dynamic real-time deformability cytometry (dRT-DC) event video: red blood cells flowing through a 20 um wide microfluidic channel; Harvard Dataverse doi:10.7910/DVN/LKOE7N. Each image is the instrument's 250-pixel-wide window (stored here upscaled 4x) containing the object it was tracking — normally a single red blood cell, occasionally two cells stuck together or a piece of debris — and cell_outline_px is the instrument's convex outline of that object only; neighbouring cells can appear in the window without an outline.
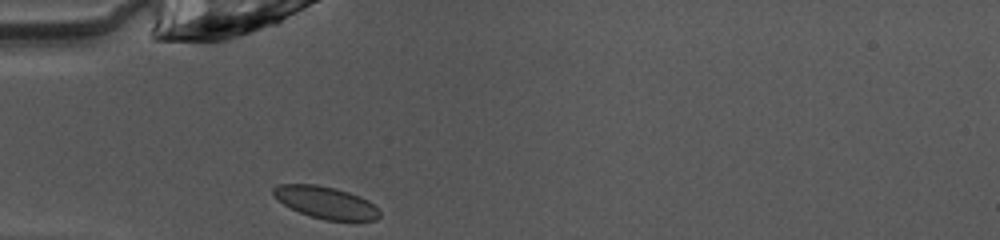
{"species": "common noctule bat (a hibernating species)", "species_latin": "Nyctalus noctula", "temperature_condition": "warm", "stored_images_in_passage": 35, "camera_frame_rate_fps": 3000, "um_per_image_px": 0.085, "animal": {"sex": "female", "body_mass_g": 10.0, "forearm_length_mm": 53.1}, "frame": {"image": 1, "passage_image": 1, "time_ms": 0.0, "image_size_px": [1000, 240], "cell_outline_px": [[380, 216], [376, 220], [324, 220], [300, 212], [284, 204], [272, 192], [272, 188], [280, 184], [316, 184], [336, 188], [360, 196], [368, 200], [380, 208]], "centroid_in_image_um": [27.74, 17.2], "position_along_channel_um": 57.3, "area_um2": 19.71}}
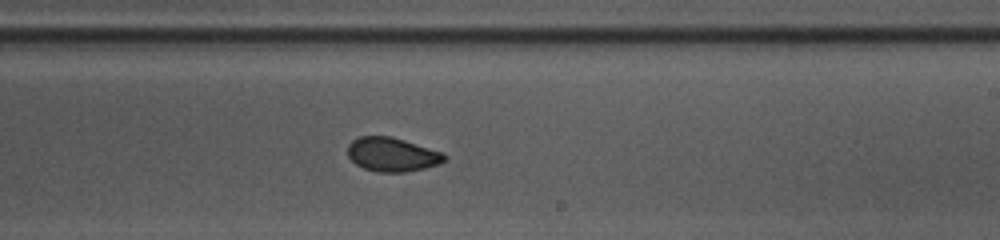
{"frame": {"image": 2, "passage_image": 16, "time_ms": 5.0, "image_size_px": [1000, 240], "cell_outline_px": [[448, 156], [440, 164], [424, 168], [404, 172], [380, 172], [364, 168], [356, 164], [348, 156], [348, 144], [352, 140], [360, 136], [392, 136], [444, 152]], "centroid_in_image_um": [33.35, 13.12], "position_along_channel_um": 255.6, "area_um2": 19.25}}
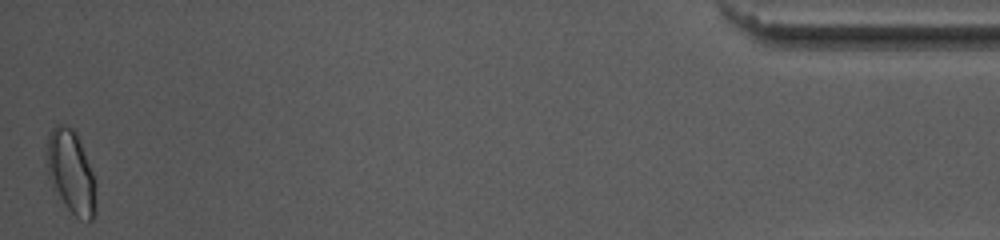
{"frame": {"image": 3, "passage_image": 35, "time_ms": 11.333, "image_size_px": [1000, 240], "cell_outline_px": [[96, 212], [92, 220], [88, 220], [76, 216], [64, 204], [52, 188], [48, 176], [44, 152], [48, 136], [52, 128], [56, 124], [64, 124], [72, 128], [76, 132], [96, 180]], "centroid_in_image_um": [6.01, 14.6], "position_along_channel_um": 429.2, "area_um2": 24.33}, "authors_computed_cell_mechanics": {"area_um2": 19.4208, "velocity_mm_per_s": 4.0719, "shape_relaxation_time_tau1_ms": 6.3757, "shape_relaxation_time_tau2_ms": 0.9176, "deformation_change_tau1": 0.1032, "deformation_change_tau2": 0.0499}}